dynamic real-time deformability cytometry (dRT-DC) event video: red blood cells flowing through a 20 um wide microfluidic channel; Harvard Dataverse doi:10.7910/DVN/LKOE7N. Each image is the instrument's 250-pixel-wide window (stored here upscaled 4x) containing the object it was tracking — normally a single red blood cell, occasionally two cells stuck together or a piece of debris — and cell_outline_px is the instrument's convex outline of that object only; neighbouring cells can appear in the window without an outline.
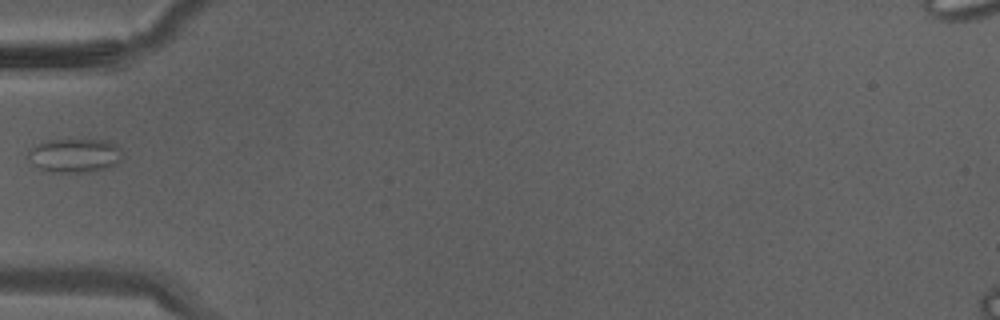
{"species": "Egyptian fruit bat (a non-hibernating species)", "species_latin": "Rousettus aegyptiacus", "temperature_condition": "warm", "stored_images_in_passage": 24, "camera_frame_rate_fps": 3000, "um_per_image_px": 0.085, "animal": {"sex": "male"}, "frame": {"image": 1, "passage_image": 1, "time_ms": 0.0, "image_size_px": [1000, 320], "cell_outline_px": [[120, 160], [108, 168], [92, 172], [52, 172], [40, 168], [28, 160], [28, 152], [36, 144], [44, 140], [108, 140], [116, 144], [120, 148]], "centroid_in_image_um": [6.34, 13.21], "position_along_channel_um": 78.7, "area_um2": 18.61}}
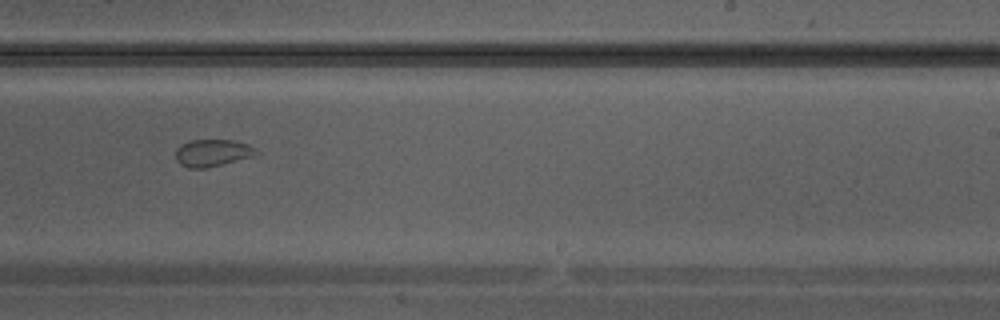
{"frame": {"image": 2, "passage_image": 11, "time_ms": 3.333, "image_size_px": [1000, 320], "cell_outline_px": [[260, 152], [256, 156], [204, 168], [188, 168], [180, 164], [176, 160], [176, 148], [180, 144], [188, 140], [232, 140], [248, 144], [256, 148]], "centroid_in_image_um": [18.07, 12.98], "position_along_channel_um": 270.9, "area_um2": 12.89}}